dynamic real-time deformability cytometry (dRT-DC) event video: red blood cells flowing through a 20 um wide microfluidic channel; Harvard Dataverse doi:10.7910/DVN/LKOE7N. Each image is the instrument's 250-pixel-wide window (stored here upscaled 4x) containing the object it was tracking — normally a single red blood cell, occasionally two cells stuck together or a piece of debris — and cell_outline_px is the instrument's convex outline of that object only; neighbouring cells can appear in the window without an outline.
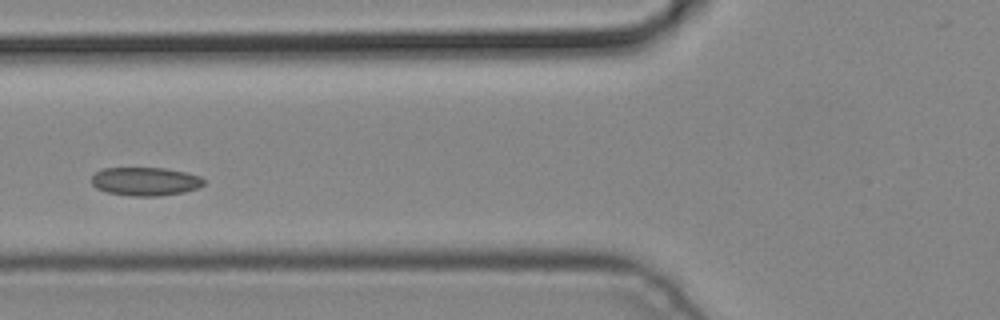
{"species": "common noctule bat (a hibernating species)", "species_latin": "Nyctalus noctula", "temperature_condition": "cold", "stored_images_in_passage": 4, "camera_frame_rate_fps": 3000, "um_per_image_px": 0.085, "animal": {"sex": "male", "body_mass_g": 19.2, "forearm_length_mm": 51.8}, "frame": {"image": 1, "passage_image": 4, "time_ms": 1.0, "image_size_px": [1000, 320], "cell_outline_px": [[204, 184], [196, 188], [184, 192], [160, 196], [132, 196], [108, 192], [96, 188], [92, 184], [92, 176], [96, 172], [104, 168], [164, 168], [184, 172], [200, 176], [204, 180]], "centroid_in_image_um": [12.34, 15.42], "position_along_channel_um": 113.5, "area_um2": 18.5}}